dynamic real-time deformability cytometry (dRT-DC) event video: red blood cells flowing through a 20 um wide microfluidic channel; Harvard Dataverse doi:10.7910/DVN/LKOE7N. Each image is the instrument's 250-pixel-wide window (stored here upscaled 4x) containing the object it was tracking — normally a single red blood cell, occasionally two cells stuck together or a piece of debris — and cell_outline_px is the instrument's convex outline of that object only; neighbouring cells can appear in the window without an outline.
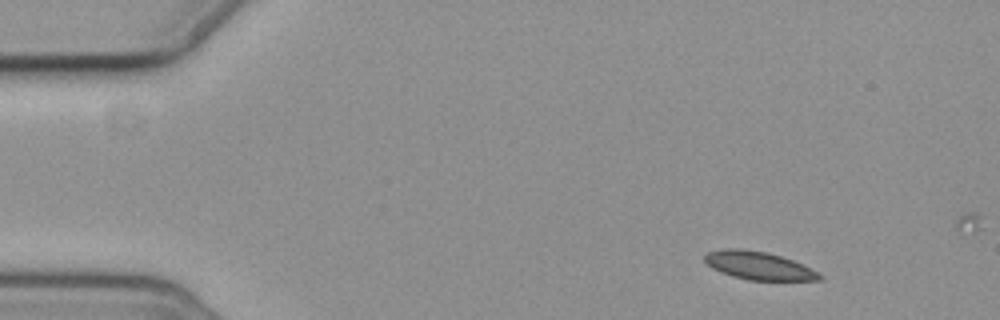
{"species": "common noctule bat (a hibernating species)", "species_latin": "Nyctalus noctula", "temperature_condition": "cold", "stored_images_in_passage": 4, "camera_frame_rate_fps": 3000, "um_per_image_px": 0.085, "animal": {"sex": "female", "body_mass_g": 19.3, "forearm_length_mm": 54.1}, "frame": {"image": 1, "passage_image": 1, "time_ms": 0.0, "image_size_px": [1000, 320], "cell_outline_px": [[824, 280], [748, 280], [732, 276], [712, 268], [704, 260], [704, 256], [708, 252], [724, 248], [744, 248], [768, 252], [804, 264], [820, 272], [824, 276]], "centroid_in_image_um": [64.54, 22.57], "position_along_channel_um": 20.5, "area_um2": 19.02}}